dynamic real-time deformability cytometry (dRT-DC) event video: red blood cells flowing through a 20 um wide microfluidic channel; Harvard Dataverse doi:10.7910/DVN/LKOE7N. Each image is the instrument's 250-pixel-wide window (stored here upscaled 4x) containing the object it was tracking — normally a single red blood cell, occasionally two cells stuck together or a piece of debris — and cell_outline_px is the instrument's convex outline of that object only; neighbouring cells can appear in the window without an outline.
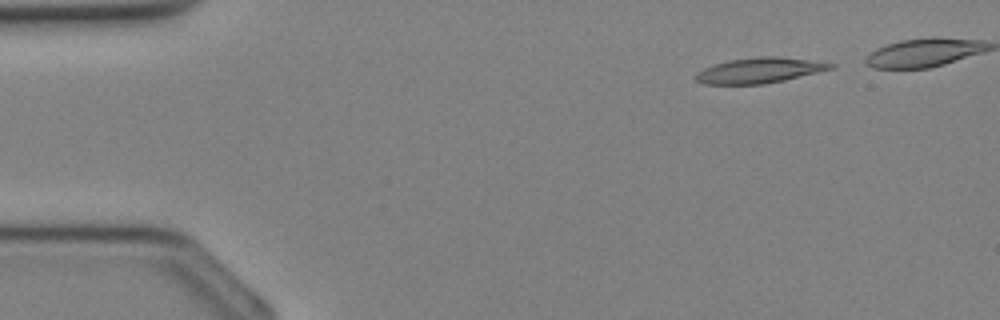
{"species": "Egyptian fruit bat (a non-hibernating species)", "species_latin": "Rousettus aegyptiacus", "temperature_condition": "cold", "stored_images_in_passage": 27, "camera_frame_rate_fps": 3000, "um_per_image_px": 0.085, "animal": {"sex": "female"}, "frame": {"image": 1, "passage_image": 1, "time_ms": 0.0, "image_size_px": [1000, 320], "cell_outline_px": [[836, 68], [784, 80], [764, 84], [704, 84], [696, 80], [692, 76], [696, 72], [712, 64], [728, 60], [760, 56], [772, 56], [808, 60], [836, 64]], "centroid_in_image_um": [64.51, 5.98], "position_along_channel_um": 20.5, "area_um2": 20.0}}
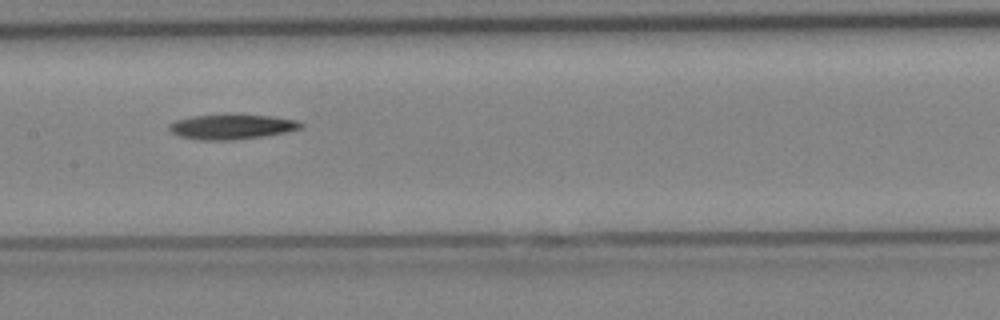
{"frame": {"image": 2, "passage_image": 14, "time_ms": 4.333, "image_size_px": [1000, 320], "cell_outline_px": [[304, 128], [264, 136], [228, 140], [200, 140], [180, 136], [172, 132], [168, 128], [168, 124], [176, 120], [192, 116], [228, 112], [276, 116], [296, 120], [304, 124]], "centroid_in_image_um": [19.72, 10.73], "position_along_channel_um": 187.7, "area_um2": 19.83}}
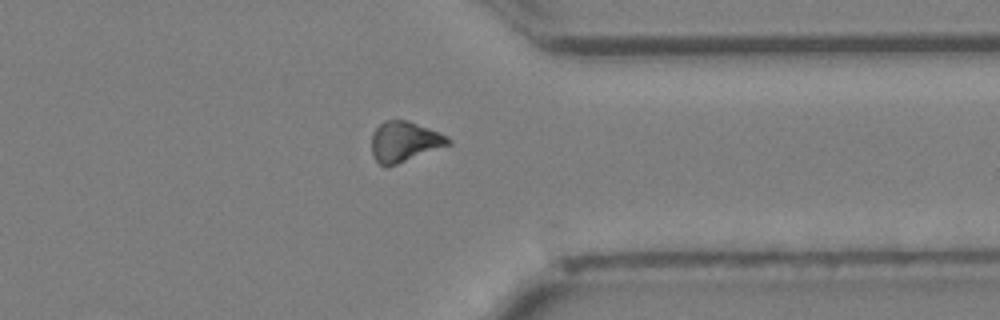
{"frame": {"image": 3, "passage_image": 24, "time_ms": 7.667, "image_size_px": [1000, 320], "cell_outline_px": [[452, 144], [396, 164], [380, 164], [376, 160], [372, 152], [372, 132], [384, 120], [408, 120], [440, 132], [448, 136], [452, 140]], "centroid_in_image_um": [34.42, 12.0], "position_along_channel_um": 377.0, "area_um2": 17.86}}